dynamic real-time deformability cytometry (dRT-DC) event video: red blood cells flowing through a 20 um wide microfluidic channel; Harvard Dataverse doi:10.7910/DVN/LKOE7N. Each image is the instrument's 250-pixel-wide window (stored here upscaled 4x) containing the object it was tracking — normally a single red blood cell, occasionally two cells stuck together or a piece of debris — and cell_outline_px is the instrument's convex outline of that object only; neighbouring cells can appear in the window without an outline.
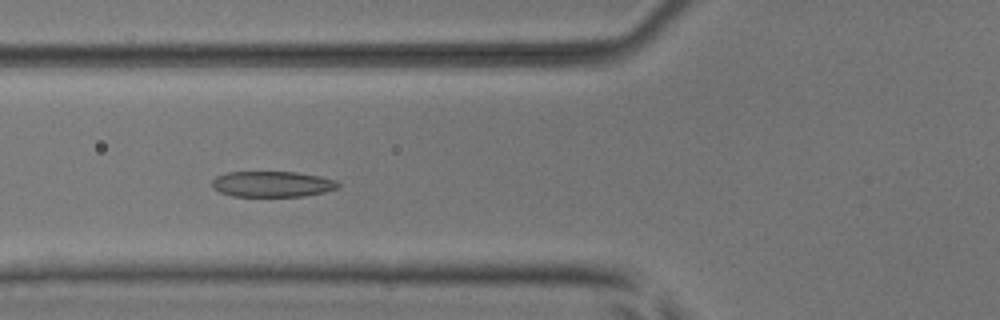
{"species": "common noctule bat (a hibernating species)", "species_latin": "Nyctalus noctula", "temperature_condition": "room temperature", "stored_images_in_passage": 41, "camera_frame_rate_fps": 3000, "um_per_image_px": 0.085, "animal": {"sex": "male", "body_mass_g": 17.9, "forearm_length_mm": 54.2}, "frame": {"image": 1, "passage_image": 19, "time_ms": 6.0, "image_size_px": [1000, 320], "cell_outline_px": [[340, 184], [336, 188], [324, 192], [304, 196], [232, 196], [220, 192], [212, 188], [212, 180], [216, 176], [228, 172], [296, 172], [320, 176], [336, 180]], "centroid_in_image_um": [23.12, 15.64], "position_along_channel_um": 102.7, "area_um2": 18.9}}
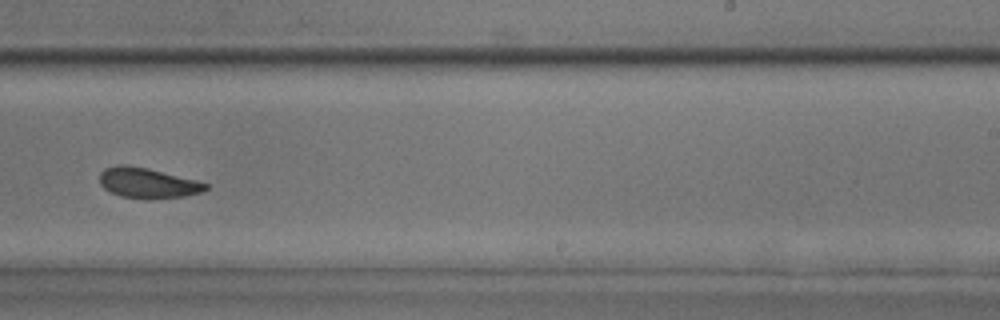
{"frame": {"image": 2, "passage_image": 32, "time_ms": 10.333, "image_size_px": [1000, 320], "cell_outline_px": [[208, 188], [204, 192], [184, 196], [152, 200], [120, 196], [104, 188], [100, 184], [100, 172], [104, 168], [120, 164], [124, 164], [148, 168], [196, 180], [208, 184]], "centroid_in_image_um": [12.56, 15.56], "position_along_channel_um": 276.4, "area_um2": 18.9}}
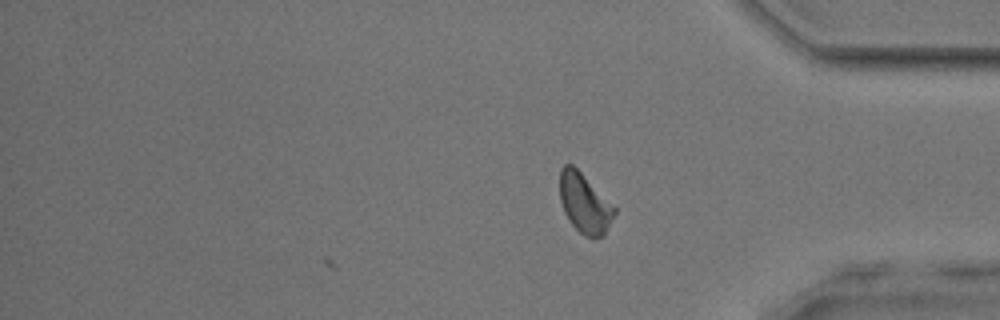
{"frame": {"image": 3, "passage_image": 41, "time_ms": 13.333, "image_size_px": [1000, 320], "cell_outline_px": [[616, 212], [604, 236], [592, 240], [584, 236], [568, 220], [564, 212], [560, 200], [560, 168], [564, 164], [572, 164], [616, 208]], "centroid_in_image_um": [49.68, 17.32], "position_along_channel_um": 385.5, "area_um2": 18.96}, "authors_computed_cell_mechanics": {"area_um2": 19.4786, "velocity_mm_per_s": 4.0246, "shape_relaxation_time_tau1_ms": 4.1621, "shape_relaxation_time_tau2_ms": 1.5256, "deformation_change_tau1": 0.1318, "deformation_change_tau2": 0.0906}}